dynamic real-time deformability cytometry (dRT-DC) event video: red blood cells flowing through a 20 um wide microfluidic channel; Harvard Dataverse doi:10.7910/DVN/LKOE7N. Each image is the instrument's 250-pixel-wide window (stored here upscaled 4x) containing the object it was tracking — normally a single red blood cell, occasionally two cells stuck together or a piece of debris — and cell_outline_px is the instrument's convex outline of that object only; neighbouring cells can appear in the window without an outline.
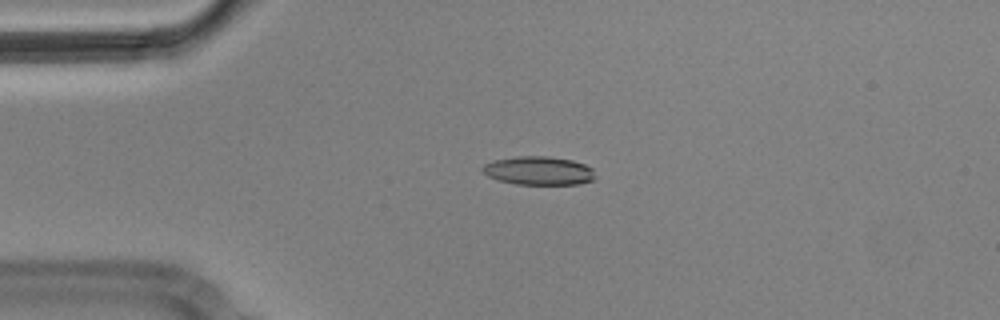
{"species": "Egyptian fruit bat (a non-hibernating species)", "species_latin": "Rousettus aegyptiacus", "temperature_condition": "cold", "stored_images_in_passage": 4, "camera_frame_rate_fps": 3000, "um_per_image_px": 0.085, "animal": {"sex": "male"}, "frame": {"image": 1, "passage_image": 2, "time_ms": 0.333, "image_size_px": [1000, 320], "cell_outline_px": [[596, 176], [592, 180], [580, 184], [516, 184], [496, 180], [488, 176], [480, 168], [484, 164], [496, 160], [520, 156], [548, 156], [572, 160], [584, 164], [592, 168]], "centroid_in_image_um": [45.79, 14.51], "position_along_channel_um": 39.2, "area_um2": 18.73}}